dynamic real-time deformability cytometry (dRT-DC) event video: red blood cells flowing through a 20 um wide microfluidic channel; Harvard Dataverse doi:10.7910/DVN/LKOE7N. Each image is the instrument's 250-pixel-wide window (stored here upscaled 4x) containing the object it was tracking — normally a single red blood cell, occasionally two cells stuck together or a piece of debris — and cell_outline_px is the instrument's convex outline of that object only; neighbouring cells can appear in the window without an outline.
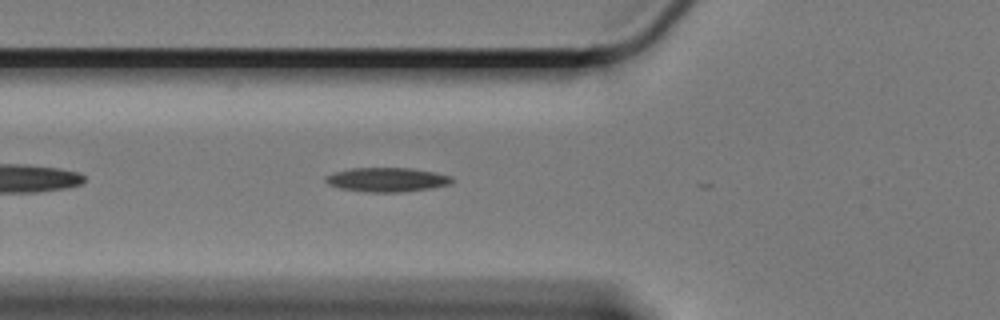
{"species": "Egyptian fruit bat (a non-hibernating species)", "species_latin": "Rousettus aegyptiacus", "temperature_condition": "cold", "stored_images_in_passage": 44, "camera_frame_rate_fps": 3000, "um_per_image_px": 0.085, "animal": {"sex": "female"}, "frame": {"image": 1, "passage_image": 6, "time_ms": 1.667, "image_size_px": [1000, 320], "cell_outline_px": [[452, 184], [432, 188], [400, 192], [364, 192], [340, 188], [328, 184], [324, 180], [324, 176], [332, 172], [352, 168], [412, 168], [436, 172], [452, 176]], "centroid_in_image_um": [32.88, 15.27], "position_along_channel_um": 92.9, "area_um2": 18.03}}
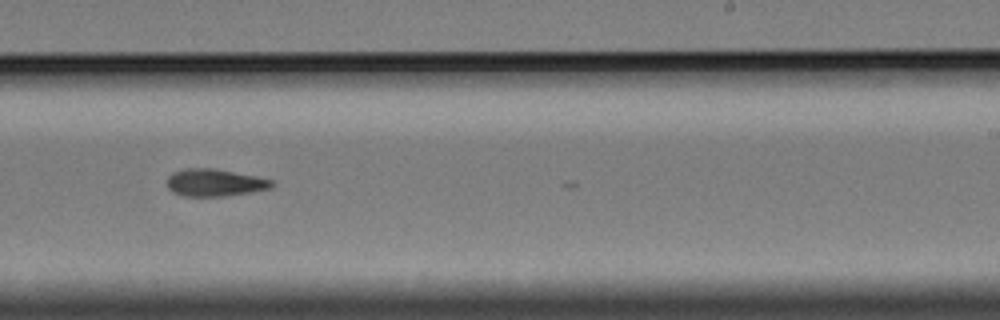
{"frame": {"image": 2, "passage_image": 22, "time_ms": 7.0, "image_size_px": [1000, 320], "cell_outline_px": [[272, 184], [268, 188], [248, 192], [224, 196], [184, 196], [172, 192], [168, 188], [168, 176], [172, 172], [184, 168], [212, 168], [272, 180]], "centroid_in_image_um": [18.15, 15.52], "position_along_channel_um": 270.9, "area_um2": 16.24}}
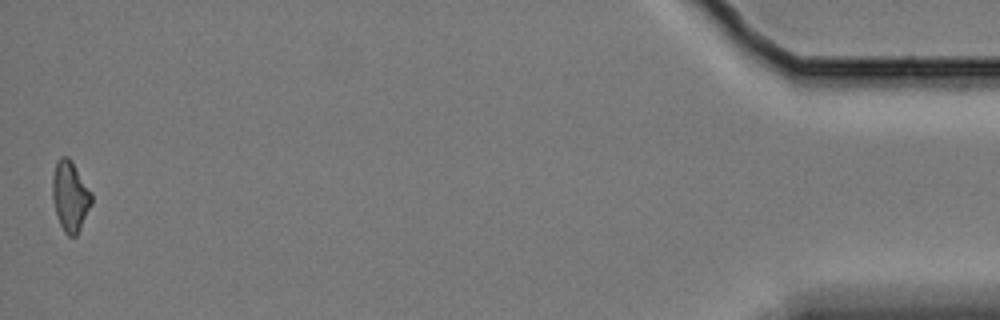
{"frame": {"image": 3, "passage_image": 44, "time_ms": 14.333, "image_size_px": [1000, 320], "cell_outline_px": [[92, 204], [76, 236], [68, 236], [64, 232], [60, 224], [52, 200], [52, 176], [56, 160], [60, 156], [68, 156], [72, 160], [92, 192]], "centroid_in_image_um": [5.96, 16.63], "position_along_channel_um": 429.2, "area_um2": 16.24}, "authors_computed_cell_mechanics": {"area_um2": 16.4441, "velocity_mm_per_s": 3.3218, "shape_relaxation_time_tau1_ms": 11.223, "shape_relaxation_time_tau2_ms": 6.6788, "deformation_change_tau1": 0.1956, "deformation_change_tau2": 0.1719}}